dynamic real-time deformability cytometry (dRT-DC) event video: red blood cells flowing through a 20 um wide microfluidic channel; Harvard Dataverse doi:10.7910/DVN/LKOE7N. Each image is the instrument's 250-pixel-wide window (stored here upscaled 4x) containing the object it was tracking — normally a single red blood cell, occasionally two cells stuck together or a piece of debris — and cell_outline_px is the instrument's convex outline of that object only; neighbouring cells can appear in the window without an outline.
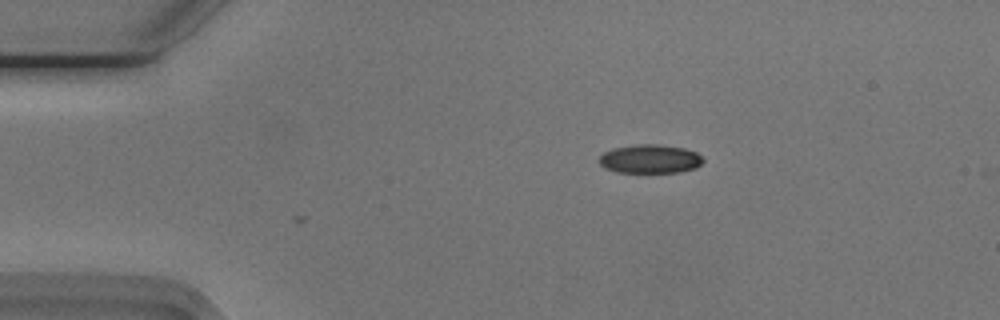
{"species": "Egyptian fruit bat (a non-hibernating species)", "species_latin": "Rousettus aegyptiacus", "temperature_condition": "cold", "stored_images_in_passage": 5, "camera_frame_rate_fps": 3000, "um_per_image_px": 0.085, "animal": {"sex": "male"}, "frame": {"image": 1, "passage_image": 5, "time_ms": 1.333, "image_size_px": [1000, 320], "cell_outline_px": [[704, 160], [696, 168], [680, 172], [616, 172], [604, 168], [600, 164], [600, 156], [604, 152], [612, 148], [640, 144], [656, 144], [684, 148], [696, 152]], "centroid_in_image_um": [55.25, 13.51], "position_along_channel_um": 29.8, "area_um2": 17.34}}